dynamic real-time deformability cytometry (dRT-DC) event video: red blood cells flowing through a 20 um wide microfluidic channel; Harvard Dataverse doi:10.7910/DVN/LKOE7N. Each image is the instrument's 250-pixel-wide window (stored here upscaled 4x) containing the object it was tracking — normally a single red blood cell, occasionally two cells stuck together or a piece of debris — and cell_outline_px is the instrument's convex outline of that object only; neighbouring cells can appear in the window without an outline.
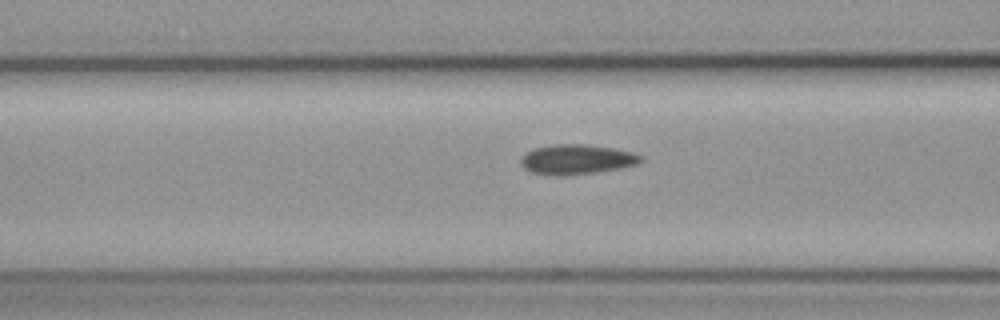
{"species": "common noctule bat (a hibernating species)", "species_latin": "Nyctalus noctula", "temperature_condition": "cold", "stored_images_in_passage": 7, "camera_frame_rate_fps": 3000, "um_per_image_px": 0.085, "animal": {"sex": "female", "body_mass_g": 19.3, "forearm_length_mm": 54.1}, "frame": {"image": 1, "passage_image": 5, "time_ms": 1.333, "image_size_px": [1000, 320], "cell_outline_px": [[644, 160], [640, 164], [620, 168], [596, 172], [560, 176], [556, 176], [532, 172], [524, 168], [520, 164], [520, 160], [528, 152], [536, 148], [552, 144], [588, 144], [612, 148], [632, 152], [644, 156]], "centroid_in_image_um": [49.07, 13.55], "position_along_channel_um": 117.5, "area_um2": 20.92}}